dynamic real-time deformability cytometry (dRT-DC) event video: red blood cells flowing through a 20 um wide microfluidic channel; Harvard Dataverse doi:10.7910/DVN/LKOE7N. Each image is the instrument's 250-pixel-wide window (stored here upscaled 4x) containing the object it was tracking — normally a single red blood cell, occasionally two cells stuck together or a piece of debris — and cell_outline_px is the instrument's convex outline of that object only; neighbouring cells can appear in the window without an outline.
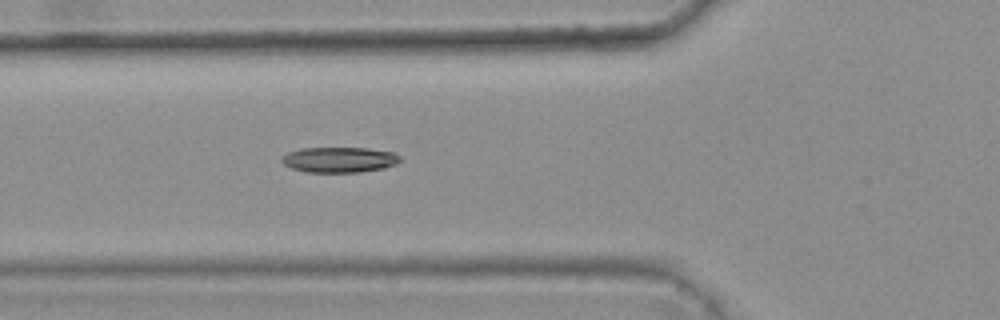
{"species": "common noctule bat (a hibernating species)", "species_latin": "Nyctalus noctula", "temperature_condition": "warm", "stored_images_in_passage": 5, "camera_frame_rate_fps": 3000, "um_per_image_px": 0.085, "animal": {"sex": "female", "body_mass_g": 25.1}, "frame": {"image": 1, "passage_image": 5, "time_ms": 1.333, "image_size_px": [1000, 320], "cell_outline_px": [[400, 160], [396, 164], [384, 168], [360, 172], [304, 172], [292, 168], [284, 164], [280, 160], [280, 156], [288, 152], [300, 148], [368, 148], [392, 152], [400, 156]], "centroid_in_image_um": [28.8, 13.57], "position_along_channel_um": 97.0, "area_um2": 17.63}}